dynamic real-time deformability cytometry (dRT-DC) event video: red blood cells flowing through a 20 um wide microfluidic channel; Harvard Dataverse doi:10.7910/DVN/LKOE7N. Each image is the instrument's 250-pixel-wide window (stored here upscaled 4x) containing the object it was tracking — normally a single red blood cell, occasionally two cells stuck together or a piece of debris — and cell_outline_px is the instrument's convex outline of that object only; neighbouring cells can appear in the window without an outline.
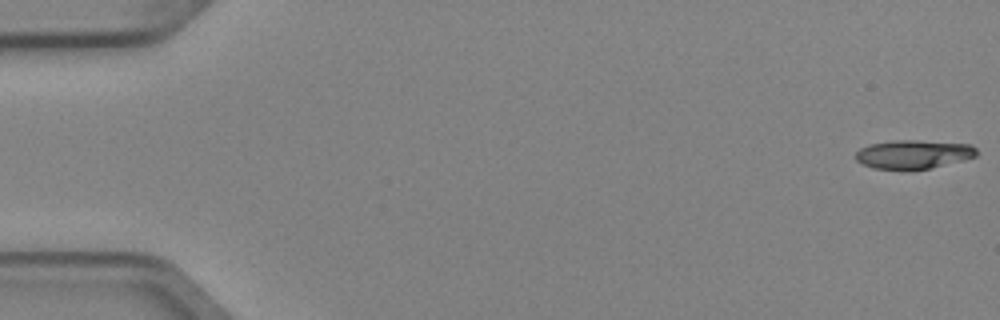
{"species": "Egyptian fruit bat (a non-hibernating species)", "species_latin": "Rousettus aegyptiacus", "temperature_condition": "cold", "stored_images_in_passage": 5, "segment_of_instrument_passage": [1, 2], "camera_frame_rate_fps": 3000, "um_per_image_px": 0.085, "animal": {"sex": "female"}, "frame": {"image": 1, "passage_image": 1, "time_ms": 0.0, "image_size_px": [1000, 320], "cell_outline_px": [[976, 156], [932, 168], [908, 172], [872, 168], [856, 160], [856, 152], [860, 148], [868, 144], [896, 140], [916, 140], [972, 144], [976, 148]], "centroid_in_image_um": [77.61, 13.14], "position_along_channel_um": 7.4, "area_um2": 20.75}}
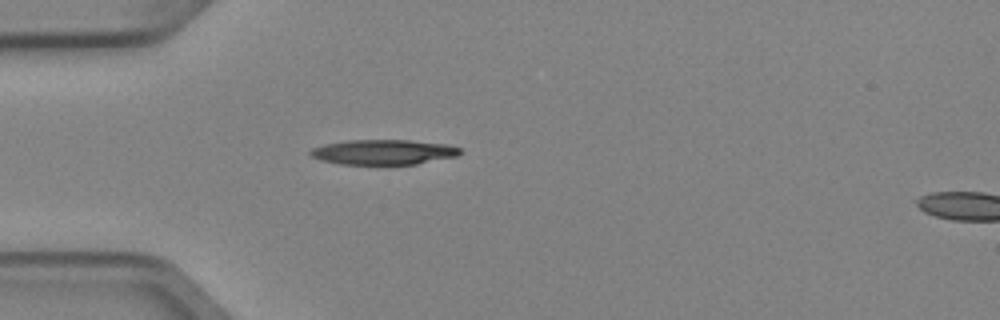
{"frame": {"image": 2, "passage_image": 4, "time_ms": 1.0, "image_size_px": [1000, 320], "cell_outline_px": [[460, 152], [456, 156], [416, 164], [340, 164], [320, 160], [312, 156], [308, 152], [312, 148], [324, 144], [348, 140], [408, 140], [448, 144], [460, 148]], "centroid_in_image_um": [32.56, 12.92], "position_along_channel_um": 52.4, "area_um2": 21.73}}